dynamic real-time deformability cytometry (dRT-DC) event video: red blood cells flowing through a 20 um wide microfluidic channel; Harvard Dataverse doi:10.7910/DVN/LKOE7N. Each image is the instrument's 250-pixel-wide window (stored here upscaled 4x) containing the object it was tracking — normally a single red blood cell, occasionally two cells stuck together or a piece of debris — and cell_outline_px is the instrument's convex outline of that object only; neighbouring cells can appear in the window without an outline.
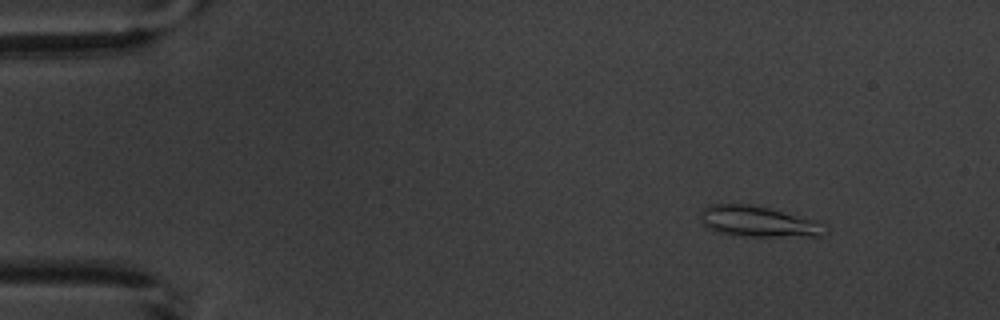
{"species": "common noctule bat (a hibernating species)", "species_latin": "Nyctalus noctula", "temperature_condition": "warm", "stored_images_in_passage": 5, "camera_frame_rate_fps": 3000, "um_per_image_px": 0.085, "animal": {"sex": "male", "body_mass_g": 20.1, "forearm_length_mm": 53.5}, "frame": {"image": 1, "passage_image": 2, "time_ms": 1.333, "image_size_px": [1000, 320], "cell_outline_px": [[828, 232], [824, 236], [748, 236], [716, 232], [708, 228], [704, 224], [700, 216], [700, 212], [708, 204], [752, 204], [816, 220], [828, 224]], "centroid_in_image_um": [64.51, 18.83], "position_along_channel_um": 20.5, "area_um2": 22.48}}